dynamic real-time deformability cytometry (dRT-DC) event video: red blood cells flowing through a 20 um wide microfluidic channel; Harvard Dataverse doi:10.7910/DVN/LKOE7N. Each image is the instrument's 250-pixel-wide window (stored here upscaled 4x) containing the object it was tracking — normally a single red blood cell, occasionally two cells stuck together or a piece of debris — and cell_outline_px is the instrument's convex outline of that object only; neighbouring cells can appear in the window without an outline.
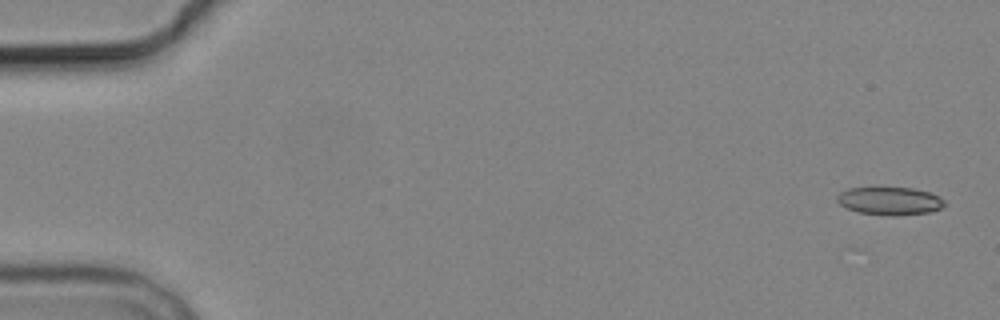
{"species": "common noctule bat (a hibernating species)", "species_latin": "Nyctalus noctula", "temperature_condition": "cold", "stored_images_in_passage": 2, "camera_frame_rate_fps": 3000, "um_per_image_px": 0.085, "animal": {"sex": "male", "body_mass_g": 19.2, "forearm_length_mm": 51.8}, "frame": {"image": 1, "passage_image": 1, "time_ms": 0.0, "image_size_px": [1000, 320], "cell_outline_px": [[948, 204], [932, 212], [896, 216], [892, 216], [860, 212], [848, 208], [840, 204], [836, 200], [836, 196], [840, 192], [848, 188], [912, 188], [928, 192], [940, 196]], "centroid_in_image_um": [75.67, 17.08], "position_along_channel_um": 9.3, "area_um2": 17.51}}